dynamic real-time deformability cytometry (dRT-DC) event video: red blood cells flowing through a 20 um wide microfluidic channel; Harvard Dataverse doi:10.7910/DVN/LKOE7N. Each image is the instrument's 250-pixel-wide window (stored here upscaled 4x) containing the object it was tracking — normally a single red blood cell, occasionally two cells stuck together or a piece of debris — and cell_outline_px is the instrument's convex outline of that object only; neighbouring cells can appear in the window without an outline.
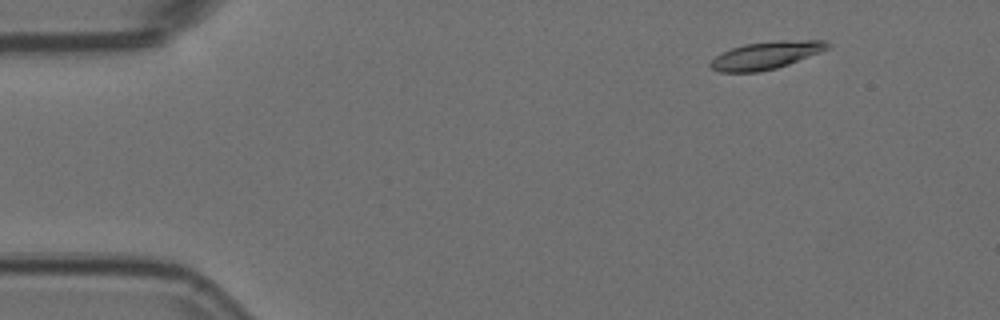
{"species": "Egyptian fruit bat (a non-hibernating species)", "species_latin": "Rousettus aegyptiacus", "temperature_condition": "room temperature", "stored_images_in_passage": 54, "camera_frame_rate_fps": 3000, "um_per_image_px": 0.085, "animal": {"sex": "female"}, "frame": {"image": 1, "passage_image": 6, "time_ms": 1.667, "image_size_px": [1000, 320], "cell_outline_px": [[832, 44], [828, 48], [820, 52], [788, 64], [776, 68], [760, 72], [720, 72], [712, 68], [708, 64], [716, 56], [732, 48], [744, 44], [780, 40], [828, 40]], "centroid_in_image_um": [65.14, 4.69], "position_along_channel_um": 19.9, "area_um2": 18.73}}
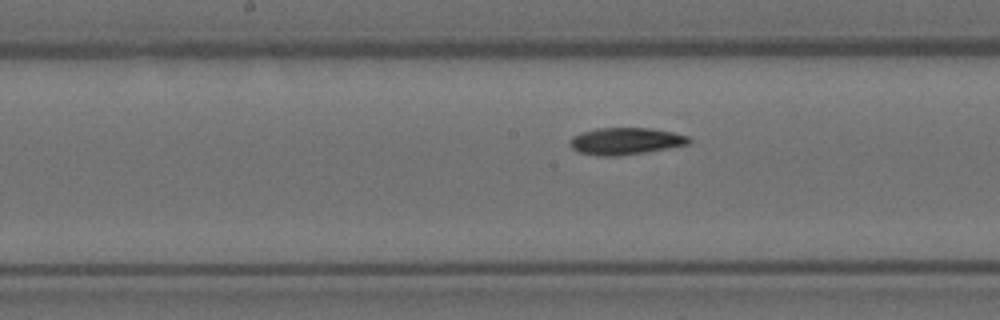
{"frame": {"image": 2, "passage_image": 27, "time_ms": 8.667, "image_size_px": [1000, 320], "cell_outline_px": [[692, 140], [688, 144], [668, 148], [620, 156], [596, 156], [580, 152], [572, 148], [568, 144], [568, 140], [572, 136], [580, 132], [596, 128], [652, 128], [672, 132], [688, 136]], "centroid_in_image_um": [53.12, 11.99], "position_along_channel_um": 195.1, "area_um2": 18.84}}
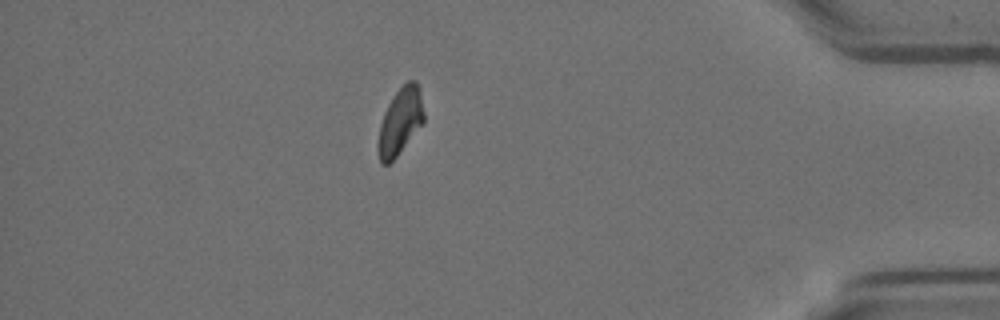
{"frame": {"image": 3, "passage_image": 47, "time_ms": 15.333, "image_size_px": [1000, 320], "cell_outline_px": [[424, 124], [396, 156], [388, 164], [380, 164], [376, 148], [376, 144], [380, 124], [384, 112], [392, 96], [408, 80], [416, 80], [420, 88], [424, 112]], "centroid_in_image_um": [34.01, 10.33], "position_along_channel_um": 401.2, "area_um2": 18.15}, "authors_computed_cell_mechanics": {"area_um2": 18.4671, "velocity_mm_per_s": 3.7393, "shape_relaxation_time_tau1_ms": 5.6273, "shape_relaxation_time_tau2_ms": null, "deformation_change_tau1": 0.1523, "deformation_change_tau2": null}}